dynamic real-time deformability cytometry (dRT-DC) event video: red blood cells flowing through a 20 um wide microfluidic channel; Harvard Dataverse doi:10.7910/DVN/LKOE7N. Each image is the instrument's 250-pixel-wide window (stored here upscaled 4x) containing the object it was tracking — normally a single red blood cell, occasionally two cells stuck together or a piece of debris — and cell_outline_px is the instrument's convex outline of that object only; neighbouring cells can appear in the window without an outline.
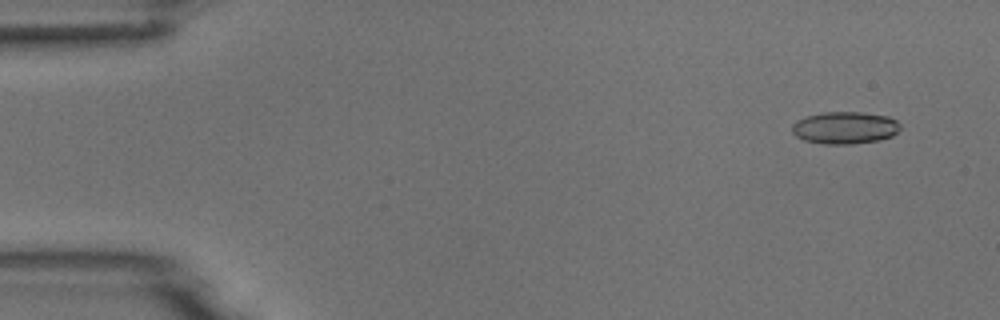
{"species": "common noctule bat (a hibernating species)", "species_latin": "Nyctalus noctula", "temperature_condition": "room temperature", "stored_images_in_passage": 4, "camera_frame_rate_fps": 3000, "um_per_image_px": 0.085, "animal": {"sex": "male", "body_mass_g": 18.8}, "frame": {"image": 1, "passage_image": 1, "time_ms": 0.0, "image_size_px": [1000, 320], "cell_outline_px": [[900, 128], [892, 136], [880, 140], [852, 144], [824, 144], [804, 140], [796, 136], [792, 132], [792, 124], [796, 120], [804, 116], [824, 112], [864, 112], [888, 116], [896, 120], [900, 124]], "centroid_in_image_um": [71.8, 10.85], "position_along_channel_um": 13.2, "area_um2": 20.52}}